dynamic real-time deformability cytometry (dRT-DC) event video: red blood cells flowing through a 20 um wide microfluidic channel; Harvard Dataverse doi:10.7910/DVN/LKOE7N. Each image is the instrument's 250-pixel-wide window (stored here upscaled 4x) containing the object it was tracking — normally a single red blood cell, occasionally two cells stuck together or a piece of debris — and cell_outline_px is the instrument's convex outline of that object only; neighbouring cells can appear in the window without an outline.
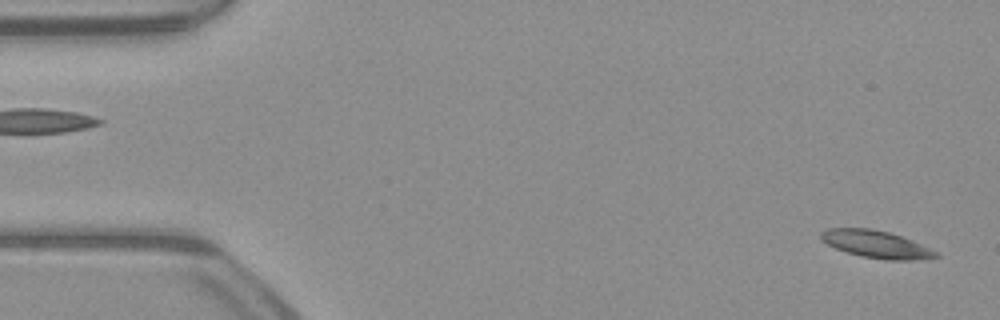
{"species": "common noctule bat (a hibernating species)", "species_latin": "Nyctalus noctula", "temperature_condition": "warm", "stored_images_in_passage": 12, "camera_frame_rate_fps": 3000, "um_per_image_px": 0.085, "animal": {"sex": "male", "body_mass_g": 23.1, "forearm_length_mm": 52.7}, "frame": {"image": 1, "passage_image": 1, "time_ms": 0.0, "image_size_px": [1000, 320], "cell_outline_px": [[940, 256], [920, 260], [884, 260], [860, 256], [836, 248], [820, 240], [820, 232], [828, 228], [868, 228], [888, 232], [912, 240], [936, 252]], "centroid_in_image_um": [74.44, 20.76], "position_along_channel_um": 10.6, "area_um2": 18.21}}